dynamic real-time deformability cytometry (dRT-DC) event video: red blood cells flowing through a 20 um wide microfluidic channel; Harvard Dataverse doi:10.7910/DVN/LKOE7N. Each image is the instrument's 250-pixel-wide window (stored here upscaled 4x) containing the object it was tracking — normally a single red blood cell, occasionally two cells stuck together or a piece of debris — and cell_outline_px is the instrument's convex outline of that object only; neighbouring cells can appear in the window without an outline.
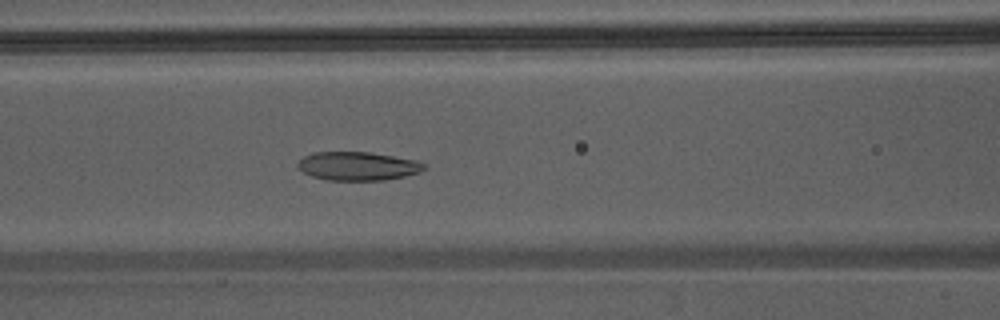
{"species": "Egyptian fruit bat (a non-hibernating species)", "species_latin": "Rousettus aegyptiacus", "temperature_condition": "warm", "stored_images_in_passage": 49, "camera_frame_rate_fps": 3000, "um_per_image_px": 0.085, "animal": {"sex": "male"}, "frame": {"image": 1, "passage_image": 22, "time_ms": 7.0, "image_size_px": [1000, 320], "cell_outline_px": [[428, 164], [420, 172], [404, 176], [384, 180], [328, 180], [312, 176], [296, 168], [296, 164], [304, 156], [312, 152], [368, 152], [416, 160]], "centroid_in_image_um": [30.39, 14.11], "position_along_channel_um": 136.2, "area_um2": 21.04}}
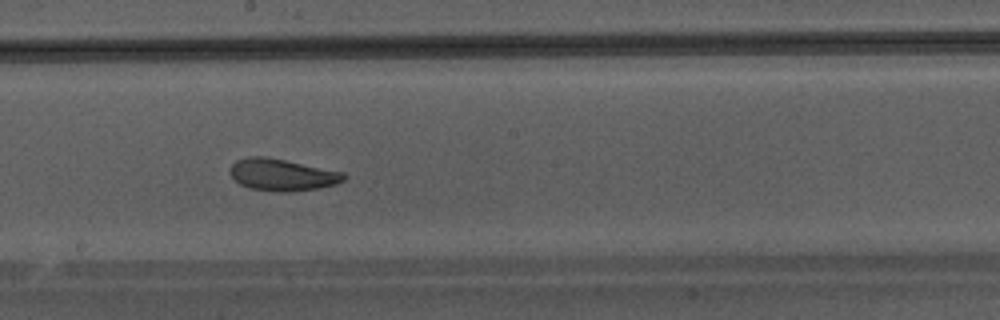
{"frame": {"image": 2, "passage_image": 28, "time_ms": 9.0, "image_size_px": [1000, 320], "cell_outline_px": [[348, 176], [344, 180], [336, 184], [316, 188], [288, 192], [280, 192], [248, 188], [240, 184], [228, 172], [228, 168], [236, 160], [248, 156], [264, 156], [344, 172]], "centroid_in_image_um": [23.95, 14.85], "position_along_channel_um": 224.2, "area_um2": 21.15}}